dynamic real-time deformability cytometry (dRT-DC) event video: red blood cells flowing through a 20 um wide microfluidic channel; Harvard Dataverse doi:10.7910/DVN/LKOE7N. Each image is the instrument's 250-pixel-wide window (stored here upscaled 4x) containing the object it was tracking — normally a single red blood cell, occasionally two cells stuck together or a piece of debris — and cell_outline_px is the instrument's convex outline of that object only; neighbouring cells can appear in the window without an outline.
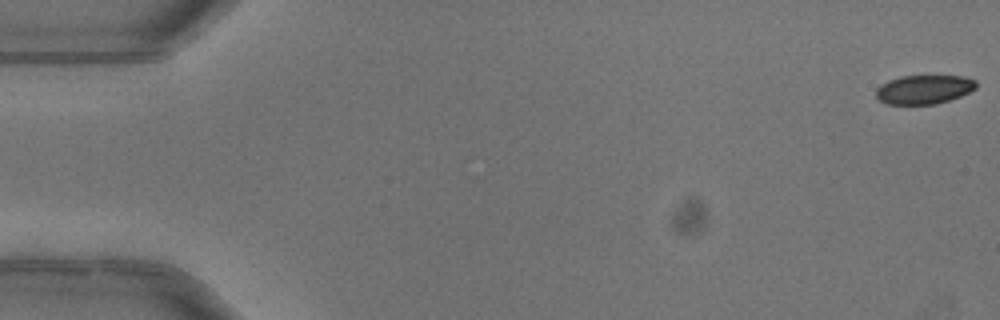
{"species": "common noctule bat (a hibernating species)", "species_latin": "Nyctalus noctula", "temperature_condition": "warm", "stored_images_in_passage": 5, "camera_frame_rate_fps": 3000, "um_per_image_px": 0.085, "animal": {"sex": "female"}, "frame": {"image": 1, "passage_image": 1, "time_ms": 0.0, "image_size_px": [1000, 320], "cell_outline_px": [[976, 88], [960, 96], [936, 104], [888, 104], [880, 100], [876, 96], [876, 88], [880, 84], [888, 80], [900, 76], [964, 76], [976, 80]], "centroid_in_image_um": [78.52, 7.59], "position_along_channel_um": 6.5, "area_um2": 16.88}}
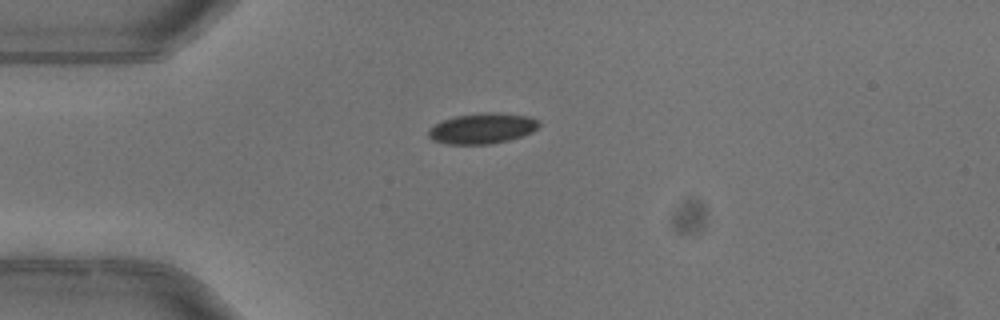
{"frame": {"image": 2, "passage_image": 4, "time_ms": 1.0, "image_size_px": [1000, 320], "cell_outline_px": [[540, 124], [532, 132], [508, 140], [492, 144], [448, 144], [432, 140], [428, 136], [428, 128], [444, 120], [456, 116], [480, 112], [500, 112], [528, 116], [540, 120]], "centroid_in_image_um": [41.0, 10.9], "position_along_channel_um": 44.0, "area_um2": 19.77}}